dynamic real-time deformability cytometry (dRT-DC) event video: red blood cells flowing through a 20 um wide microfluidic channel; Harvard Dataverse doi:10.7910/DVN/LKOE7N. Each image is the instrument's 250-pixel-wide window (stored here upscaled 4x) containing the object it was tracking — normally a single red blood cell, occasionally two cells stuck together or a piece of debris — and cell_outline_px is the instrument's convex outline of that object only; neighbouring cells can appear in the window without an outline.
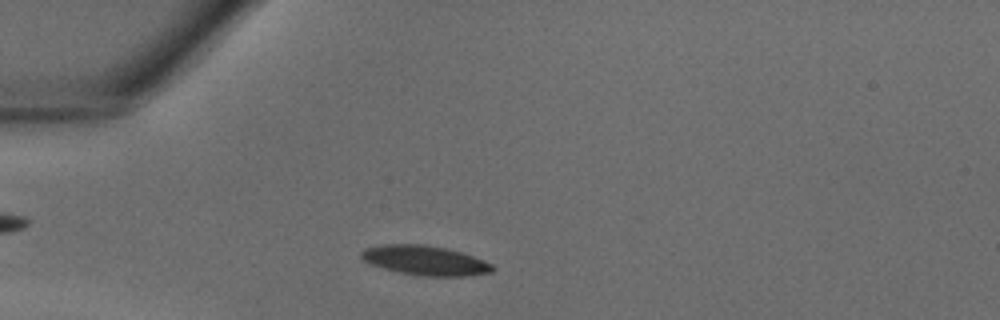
{"species": "common noctule bat (a hibernating species)", "species_latin": "Nyctalus noctula", "temperature_condition": "warm", "stored_images_in_passage": 32, "camera_frame_rate_fps": 3000, "um_per_image_px": 0.085, "animal": {"sex": "male", "body_mass_g": 18.8}, "frame": {"image": 1, "passage_image": 4, "time_ms": 1.0, "image_size_px": [1000, 320], "cell_outline_px": [[496, 268], [492, 272], [472, 276], [424, 276], [400, 272], [384, 268], [372, 264], [364, 260], [360, 256], [360, 252], [364, 248], [384, 244], [424, 244], [444, 248], [460, 252], [484, 260], [492, 264]], "centroid_in_image_um": [36.16, 22.14], "position_along_channel_um": 48.8, "area_um2": 22.54}}
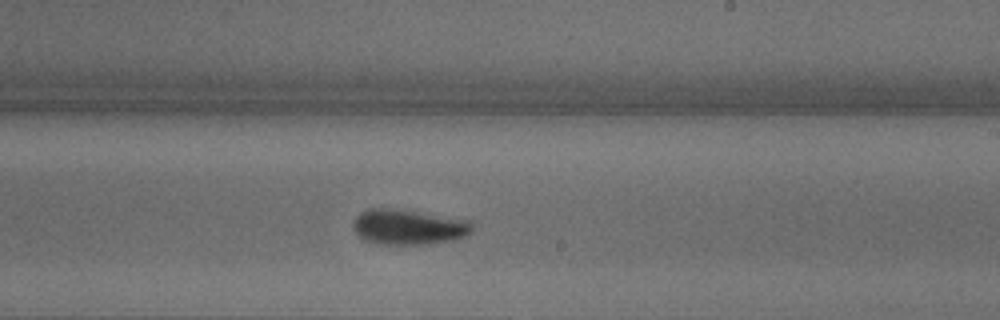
{"frame": {"image": 2, "passage_image": 17, "time_ms": 5.333, "image_size_px": [1000, 320], "cell_outline_px": [[472, 232], [468, 236], [460, 240], [436, 244], [376, 244], [364, 240], [352, 228], [352, 220], [360, 212], [368, 208], [384, 208], [416, 212], [468, 220], [472, 224]], "centroid_in_image_um": [34.73, 19.32], "position_along_channel_um": 254.3, "area_um2": 24.74}}
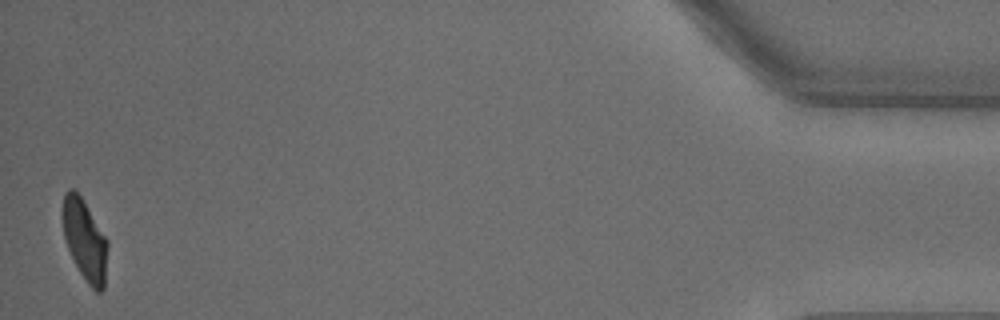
{"frame": {"image": 3, "passage_image": 32, "time_ms": 10.333, "image_size_px": [1000, 320], "cell_outline_px": [[108, 244], [104, 288], [100, 292], [96, 292], [88, 284], [80, 272], [68, 248], [64, 236], [60, 216], [64, 192], [68, 188], [76, 188], [108, 240]], "centroid_in_image_um": [7.18, 20.33], "position_along_channel_um": 428.0, "area_um2": 21.56}}